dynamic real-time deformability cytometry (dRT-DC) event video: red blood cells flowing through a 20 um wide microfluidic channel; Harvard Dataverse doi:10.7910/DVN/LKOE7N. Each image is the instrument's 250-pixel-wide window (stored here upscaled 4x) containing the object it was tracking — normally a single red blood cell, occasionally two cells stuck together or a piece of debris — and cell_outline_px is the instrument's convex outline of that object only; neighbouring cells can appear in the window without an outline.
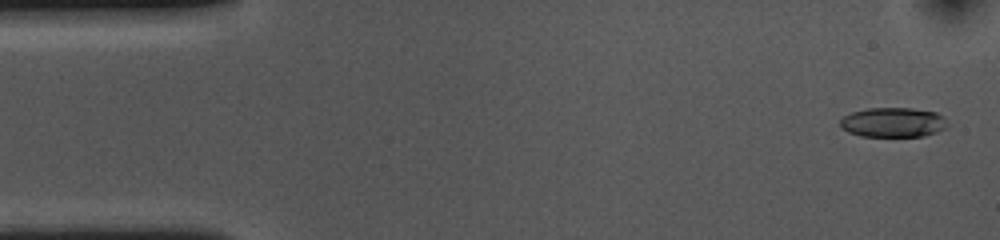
{"species": "common noctule bat (a hibernating species)", "species_latin": "Nyctalus noctula", "temperature_condition": "cold", "stored_images_in_passage": 54, "camera_frame_rate_fps": 3000, "um_per_image_px": 0.085, "animal": {"sex": "female", "body_mass_g": 10.0, "forearm_length_mm": 53.1}, "frame": {"image": 1, "passage_image": 2, "time_ms": 0.333, "image_size_px": [1000, 240], "cell_outline_px": [[948, 124], [944, 128], [936, 132], [924, 136], [860, 136], [848, 132], [840, 128], [840, 120], [844, 116], [852, 112], [868, 108], [912, 108], [936, 112], [944, 116]], "centroid_in_image_um": [75.9, 10.4], "position_along_channel_um": 9.1, "area_um2": 18.61}}
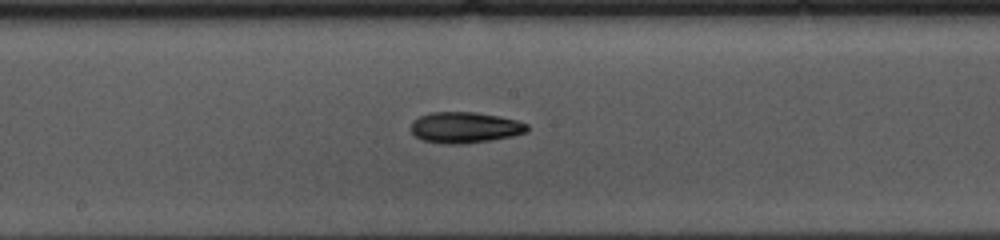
{"frame": {"image": 2, "passage_image": 27, "time_ms": 8.667, "image_size_px": [1000, 240], "cell_outline_px": [[528, 132], [512, 136], [492, 140], [460, 144], [444, 144], [424, 140], [416, 136], [412, 132], [412, 120], [420, 116], [432, 112], [476, 112], [500, 116], [516, 120], [528, 124]], "centroid_in_image_um": [39.54, 10.83], "position_along_channel_um": 208.7, "area_um2": 20.98}}
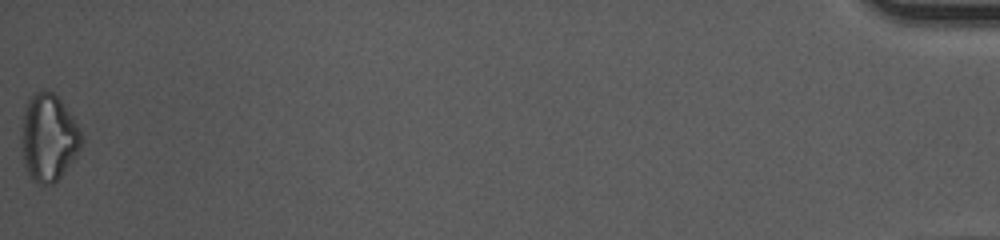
{"frame": {"image": 3, "passage_image": 54, "time_ms": 17.667, "image_size_px": [1000, 240], "cell_outline_px": [[84, 144], [76, 156], [60, 176], [52, 184], [40, 184], [32, 180], [28, 172], [24, 160], [20, 144], [20, 128], [24, 108], [28, 100], [36, 92], [52, 92], [60, 100], [72, 116], [80, 128], [84, 136]], "centroid_in_image_um": [4.12, 11.7], "position_along_channel_um": 431.1, "area_um2": 30.63}, "authors_computed_cell_mechanics": {"area_um2": 19.9988, "velocity_mm_per_s": 3.6413, "shape_relaxation_time_tau1_ms": 9.5929, "shape_relaxation_time_tau2_ms": null, "deformation_change_tau1": 0.1801, "deformation_change_tau2": null}}